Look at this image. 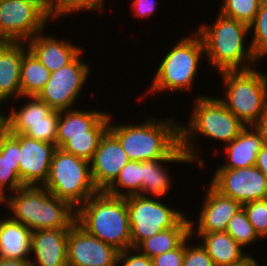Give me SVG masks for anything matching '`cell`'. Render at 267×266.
Returning a JSON list of instances; mask_svg holds the SVG:
<instances>
[{"mask_svg": "<svg viewBox=\"0 0 267 266\" xmlns=\"http://www.w3.org/2000/svg\"><path fill=\"white\" fill-rule=\"evenodd\" d=\"M196 97L188 118V126L180 124V147L188 155L191 164L197 163L199 167L204 168L207 166L198 151L201 147L194 141L200 136L218 140L226 145L234 140L246 125L224 105L219 96Z\"/></svg>", "mask_w": 267, "mask_h": 266, "instance_id": "6da1fadb", "label": "cell"}, {"mask_svg": "<svg viewBox=\"0 0 267 266\" xmlns=\"http://www.w3.org/2000/svg\"><path fill=\"white\" fill-rule=\"evenodd\" d=\"M195 31L204 42V58L212 68L219 71L218 74L223 71L248 70L259 63L252 45L246 44L250 34L248 24L218 13L211 25L203 22Z\"/></svg>", "mask_w": 267, "mask_h": 266, "instance_id": "7a4b0ae2", "label": "cell"}, {"mask_svg": "<svg viewBox=\"0 0 267 266\" xmlns=\"http://www.w3.org/2000/svg\"><path fill=\"white\" fill-rule=\"evenodd\" d=\"M151 117L138 124L121 125L113 123L110 113L108 130L118 139L130 161L162 160L180 147V123L171 117L161 120Z\"/></svg>", "mask_w": 267, "mask_h": 266, "instance_id": "3957f363", "label": "cell"}, {"mask_svg": "<svg viewBox=\"0 0 267 266\" xmlns=\"http://www.w3.org/2000/svg\"><path fill=\"white\" fill-rule=\"evenodd\" d=\"M5 198L8 214L11 212L8 216L32 232L70 229L75 224L76 209L43 186H24Z\"/></svg>", "mask_w": 267, "mask_h": 266, "instance_id": "277c9868", "label": "cell"}, {"mask_svg": "<svg viewBox=\"0 0 267 266\" xmlns=\"http://www.w3.org/2000/svg\"><path fill=\"white\" fill-rule=\"evenodd\" d=\"M75 223L89 235L119 251L132 248L125 198L99 191L76 209Z\"/></svg>", "mask_w": 267, "mask_h": 266, "instance_id": "5b68a950", "label": "cell"}, {"mask_svg": "<svg viewBox=\"0 0 267 266\" xmlns=\"http://www.w3.org/2000/svg\"><path fill=\"white\" fill-rule=\"evenodd\" d=\"M189 35L180 37L172 49L166 55L164 53L145 96L169 90L181 93L191 91L194 87L199 64L204 60L205 47L202 37L196 31L191 30Z\"/></svg>", "mask_w": 267, "mask_h": 266, "instance_id": "8992f818", "label": "cell"}, {"mask_svg": "<svg viewBox=\"0 0 267 266\" xmlns=\"http://www.w3.org/2000/svg\"><path fill=\"white\" fill-rule=\"evenodd\" d=\"M220 75L225 90L219 99L244 125L253 126L267 111V73L253 67Z\"/></svg>", "mask_w": 267, "mask_h": 266, "instance_id": "52a82bcc", "label": "cell"}, {"mask_svg": "<svg viewBox=\"0 0 267 266\" xmlns=\"http://www.w3.org/2000/svg\"><path fill=\"white\" fill-rule=\"evenodd\" d=\"M43 187L75 209L99 192L91 177L90 162L58 147Z\"/></svg>", "mask_w": 267, "mask_h": 266, "instance_id": "ba28073f", "label": "cell"}, {"mask_svg": "<svg viewBox=\"0 0 267 266\" xmlns=\"http://www.w3.org/2000/svg\"><path fill=\"white\" fill-rule=\"evenodd\" d=\"M132 248L155 234L175 227L186 215L162 203L159 197L134 195L126 197Z\"/></svg>", "mask_w": 267, "mask_h": 266, "instance_id": "9c48e42d", "label": "cell"}, {"mask_svg": "<svg viewBox=\"0 0 267 266\" xmlns=\"http://www.w3.org/2000/svg\"><path fill=\"white\" fill-rule=\"evenodd\" d=\"M46 0H2L0 35L10 41H27L44 31L49 22Z\"/></svg>", "mask_w": 267, "mask_h": 266, "instance_id": "30bf717a", "label": "cell"}, {"mask_svg": "<svg viewBox=\"0 0 267 266\" xmlns=\"http://www.w3.org/2000/svg\"><path fill=\"white\" fill-rule=\"evenodd\" d=\"M82 51L71 63L50 73L44 89L37 96L54 110H68L74 105L85 87L90 74V66L81 58Z\"/></svg>", "mask_w": 267, "mask_h": 266, "instance_id": "8fae6325", "label": "cell"}, {"mask_svg": "<svg viewBox=\"0 0 267 266\" xmlns=\"http://www.w3.org/2000/svg\"><path fill=\"white\" fill-rule=\"evenodd\" d=\"M210 180V184L217 191L241 204L267 199V178L255 165L237 169H216Z\"/></svg>", "mask_w": 267, "mask_h": 266, "instance_id": "7c38bea8", "label": "cell"}, {"mask_svg": "<svg viewBox=\"0 0 267 266\" xmlns=\"http://www.w3.org/2000/svg\"><path fill=\"white\" fill-rule=\"evenodd\" d=\"M20 144L19 176L24 186H43L49 176L56 144L10 133Z\"/></svg>", "mask_w": 267, "mask_h": 266, "instance_id": "4fadbf2b", "label": "cell"}, {"mask_svg": "<svg viewBox=\"0 0 267 266\" xmlns=\"http://www.w3.org/2000/svg\"><path fill=\"white\" fill-rule=\"evenodd\" d=\"M119 250L86 233L76 223L69 229L67 266H116Z\"/></svg>", "mask_w": 267, "mask_h": 266, "instance_id": "5bb4252c", "label": "cell"}, {"mask_svg": "<svg viewBox=\"0 0 267 266\" xmlns=\"http://www.w3.org/2000/svg\"><path fill=\"white\" fill-rule=\"evenodd\" d=\"M198 223L190 220L191 233H213L226 231L229 220L242 209V204L217 191L211 184L207 187ZM195 224V225H194ZM197 229V230H195Z\"/></svg>", "mask_w": 267, "mask_h": 266, "instance_id": "9a60e30c", "label": "cell"}, {"mask_svg": "<svg viewBox=\"0 0 267 266\" xmlns=\"http://www.w3.org/2000/svg\"><path fill=\"white\" fill-rule=\"evenodd\" d=\"M129 161L118 139L107 130L90 161L91 177L98 191H104Z\"/></svg>", "mask_w": 267, "mask_h": 266, "instance_id": "2e32d148", "label": "cell"}, {"mask_svg": "<svg viewBox=\"0 0 267 266\" xmlns=\"http://www.w3.org/2000/svg\"><path fill=\"white\" fill-rule=\"evenodd\" d=\"M69 229L37 230L31 234V266H67ZM33 252V253H32Z\"/></svg>", "mask_w": 267, "mask_h": 266, "instance_id": "e0dca14e", "label": "cell"}, {"mask_svg": "<svg viewBox=\"0 0 267 266\" xmlns=\"http://www.w3.org/2000/svg\"><path fill=\"white\" fill-rule=\"evenodd\" d=\"M44 31L27 40L28 49L50 71V73L71 63L82 51V47L69 40H58ZM68 41V42H67Z\"/></svg>", "mask_w": 267, "mask_h": 266, "instance_id": "ac0fdd59", "label": "cell"}, {"mask_svg": "<svg viewBox=\"0 0 267 266\" xmlns=\"http://www.w3.org/2000/svg\"><path fill=\"white\" fill-rule=\"evenodd\" d=\"M28 49L25 41H10L0 53V103L10 98L21 97L20 70L24 52ZM14 96V97H13Z\"/></svg>", "mask_w": 267, "mask_h": 266, "instance_id": "d6986e66", "label": "cell"}, {"mask_svg": "<svg viewBox=\"0 0 267 266\" xmlns=\"http://www.w3.org/2000/svg\"><path fill=\"white\" fill-rule=\"evenodd\" d=\"M166 163L168 165V163L181 164L191 162L188 158V155L181 147H179L169 158L162 160L142 161L141 195H151L152 197L159 198L167 195L172 188V180L171 177L168 176L170 174L167 170Z\"/></svg>", "mask_w": 267, "mask_h": 266, "instance_id": "ffe728a7", "label": "cell"}, {"mask_svg": "<svg viewBox=\"0 0 267 266\" xmlns=\"http://www.w3.org/2000/svg\"><path fill=\"white\" fill-rule=\"evenodd\" d=\"M191 236L201 238L199 243L206 249L214 266H238L251 257L226 231L191 233Z\"/></svg>", "mask_w": 267, "mask_h": 266, "instance_id": "44dd1931", "label": "cell"}, {"mask_svg": "<svg viewBox=\"0 0 267 266\" xmlns=\"http://www.w3.org/2000/svg\"><path fill=\"white\" fill-rule=\"evenodd\" d=\"M263 147L260 134L253 126H246L239 135L227 143L223 150L227 160L216 169H237L254 166L258 153Z\"/></svg>", "mask_w": 267, "mask_h": 266, "instance_id": "7402d4cb", "label": "cell"}, {"mask_svg": "<svg viewBox=\"0 0 267 266\" xmlns=\"http://www.w3.org/2000/svg\"><path fill=\"white\" fill-rule=\"evenodd\" d=\"M19 152V142L4 128L0 132V196L24 187L19 176Z\"/></svg>", "mask_w": 267, "mask_h": 266, "instance_id": "603a6c76", "label": "cell"}, {"mask_svg": "<svg viewBox=\"0 0 267 266\" xmlns=\"http://www.w3.org/2000/svg\"><path fill=\"white\" fill-rule=\"evenodd\" d=\"M106 114L99 110L77 108L59 111L56 147L61 148L70 137L89 136V131Z\"/></svg>", "mask_w": 267, "mask_h": 266, "instance_id": "cb8c5ba5", "label": "cell"}, {"mask_svg": "<svg viewBox=\"0 0 267 266\" xmlns=\"http://www.w3.org/2000/svg\"><path fill=\"white\" fill-rule=\"evenodd\" d=\"M32 231L8 215L0 225V257L30 260Z\"/></svg>", "mask_w": 267, "mask_h": 266, "instance_id": "d4e9b609", "label": "cell"}, {"mask_svg": "<svg viewBox=\"0 0 267 266\" xmlns=\"http://www.w3.org/2000/svg\"><path fill=\"white\" fill-rule=\"evenodd\" d=\"M24 99L26 102L19 110L12 106L8 114L4 113V128L9 133L23 134L27 130V123L49 122V113L53 110L50 106L37 96Z\"/></svg>", "mask_w": 267, "mask_h": 266, "instance_id": "484cf974", "label": "cell"}, {"mask_svg": "<svg viewBox=\"0 0 267 266\" xmlns=\"http://www.w3.org/2000/svg\"><path fill=\"white\" fill-rule=\"evenodd\" d=\"M186 215L175 227L163 230L143 240L136 249L148 258H153L178 248L190 235V220Z\"/></svg>", "mask_w": 267, "mask_h": 266, "instance_id": "4316f807", "label": "cell"}, {"mask_svg": "<svg viewBox=\"0 0 267 266\" xmlns=\"http://www.w3.org/2000/svg\"><path fill=\"white\" fill-rule=\"evenodd\" d=\"M50 77V71L27 49L24 52L20 70V89L23 99L28 96H38L44 89Z\"/></svg>", "mask_w": 267, "mask_h": 266, "instance_id": "83f0119b", "label": "cell"}, {"mask_svg": "<svg viewBox=\"0 0 267 266\" xmlns=\"http://www.w3.org/2000/svg\"><path fill=\"white\" fill-rule=\"evenodd\" d=\"M103 192L107 195L121 198L141 195L142 161H129L120 170L116 179Z\"/></svg>", "mask_w": 267, "mask_h": 266, "instance_id": "f1b7e54d", "label": "cell"}, {"mask_svg": "<svg viewBox=\"0 0 267 266\" xmlns=\"http://www.w3.org/2000/svg\"><path fill=\"white\" fill-rule=\"evenodd\" d=\"M110 113H107L90 131L89 136L70 137L61 147L64 151L91 161L102 136L109 127Z\"/></svg>", "mask_w": 267, "mask_h": 266, "instance_id": "f546056e", "label": "cell"}, {"mask_svg": "<svg viewBox=\"0 0 267 266\" xmlns=\"http://www.w3.org/2000/svg\"><path fill=\"white\" fill-rule=\"evenodd\" d=\"M104 0H46L48 16L51 20L61 19L72 13L82 11L101 12L105 9Z\"/></svg>", "mask_w": 267, "mask_h": 266, "instance_id": "4dcf8cb0", "label": "cell"}, {"mask_svg": "<svg viewBox=\"0 0 267 266\" xmlns=\"http://www.w3.org/2000/svg\"><path fill=\"white\" fill-rule=\"evenodd\" d=\"M249 30L254 55L261 62L264 57L267 58V0L262 1L256 17L249 24Z\"/></svg>", "mask_w": 267, "mask_h": 266, "instance_id": "1f68e13d", "label": "cell"}, {"mask_svg": "<svg viewBox=\"0 0 267 266\" xmlns=\"http://www.w3.org/2000/svg\"><path fill=\"white\" fill-rule=\"evenodd\" d=\"M226 232L243 248L262 239L242 208L228 222Z\"/></svg>", "mask_w": 267, "mask_h": 266, "instance_id": "d6a6232c", "label": "cell"}, {"mask_svg": "<svg viewBox=\"0 0 267 266\" xmlns=\"http://www.w3.org/2000/svg\"><path fill=\"white\" fill-rule=\"evenodd\" d=\"M263 0H222L219 13L250 24L256 17Z\"/></svg>", "mask_w": 267, "mask_h": 266, "instance_id": "836d02e7", "label": "cell"}, {"mask_svg": "<svg viewBox=\"0 0 267 266\" xmlns=\"http://www.w3.org/2000/svg\"><path fill=\"white\" fill-rule=\"evenodd\" d=\"M59 110L49 113V122L27 123V130L23 133L28 137L44 142L56 144Z\"/></svg>", "mask_w": 267, "mask_h": 266, "instance_id": "e575fe53", "label": "cell"}, {"mask_svg": "<svg viewBox=\"0 0 267 266\" xmlns=\"http://www.w3.org/2000/svg\"><path fill=\"white\" fill-rule=\"evenodd\" d=\"M242 208L258 235L267 238V199L247 202Z\"/></svg>", "mask_w": 267, "mask_h": 266, "instance_id": "d590c367", "label": "cell"}, {"mask_svg": "<svg viewBox=\"0 0 267 266\" xmlns=\"http://www.w3.org/2000/svg\"><path fill=\"white\" fill-rule=\"evenodd\" d=\"M189 242H193L191 235L185 240V255L182 266H214L211 257L201 243L197 246L196 243L191 245Z\"/></svg>", "mask_w": 267, "mask_h": 266, "instance_id": "8d00e7d4", "label": "cell"}, {"mask_svg": "<svg viewBox=\"0 0 267 266\" xmlns=\"http://www.w3.org/2000/svg\"><path fill=\"white\" fill-rule=\"evenodd\" d=\"M116 266H153L151 258L141 254L136 248L120 251Z\"/></svg>", "mask_w": 267, "mask_h": 266, "instance_id": "74e56055", "label": "cell"}, {"mask_svg": "<svg viewBox=\"0 0 267 266\" xmlns=\"http://www.w3.org/2000/svg\"><path fill=\"white\" fill-rule=\"evenodd\" d=\"M185 255V241L176 249L151 258L153 266H182Z\"/></svg>", "mask_w": 267, "mask_h": 266, "instance_id": "f35d334b", "label": "cell"}, {"mask_svg": "<svg viewBox=\"0 0 267 266\" xmlns=\"http://www.w3.org/2000/svg\"><path fill=\"white\" fill-rule=\"evenodd\" d=\"M157 5L158 2L156 0H136L131 4V10H133L134 18L149 19L155 12Z\"/></svg>", "mask_w": 267, "mask_h": 266, "instance_id": "ab89813d", "label": "cell"}, {"mask_svg": "<svg viewBox=\"0 0 267 266\" xmlns=\"http://www.w3.org/2000/svg\"><path fill=\"white\" fill-rule=\"evenodd\" d=\"M255 130L260 134L263 145L267 146V111L263 116L253 125Z\"/></svg>", "mask_w": 267, "mask_h": 266, "instance_id": "60d3db41", "label": "cell"}, {"mask_svg": "<svg viewBox=\"0 0 267 266\" xmlns=\"http://www.w3.org/2000/svg\"><path fill=\"white\" fill-rule=\"evenodd\" d=\"M255 166L258 167L267 178V146L263 145L258 153Z\"/></svg>", "mask_w": 267, "mask_h": 266, "instance_id": "b9f144b4", "label": "cell"}, {"mask_svg": "<svg viewBox=\"0 0 267 266\" xmlns=\"http://www.w3.org/2000/svg\"><path fill=\"white\" fill-rule=\"evenodd\" d=\"M0 266H31L29 260L11 259V258H1Z\"/></svg>", "mask_w": 267, "mask_h": 266, "instance_id": "7bdbcfd3", "label": "cell"}, {"mask_svg": "<svg viewBox=\"0 0 267 266\" xmlns=\"http://www.w3.org/2000/svg\"><path fill=\"white\" fill-rule=\"evenodd\" d=\"M238 266H259V264L256 261V259L253 256H251L247 261Z\"/></svg>", "mask_w": 267, "mask_h": 266, "instance_id": "ee69618b", "label": "cell"}, {"mask_svg": "<svg viewBox=\"0 0 267 266\" xmlns=\"http://www.w3.org/2000/svg\"><path fill=\"white\" fill-rule=\"evenodd\" d=\"M9 42H10L9 39H7L6 37L0 35V53H1L2 49H3Z\"/></svg>", "mask_w": 267, "mask_h": 266, "instance_id": "f6af8a7d", "label": "cell"}, {"mask_svg": "<svg viewBox=\"0 0 267 266\" xmlns=\"http://www.w3.org/2000/svg\"><path fill=\"white\" fill-rule=\"evenodd\" d=\"M3 204H4V206L5 207H3V208H6L7 207V201H6V198L5 197H3V196H0V206L2 205L3 206ZM0 210H1V208H0ZM1 212V211H0ZM1 216H3L1 213H0V225H1V223H2V221L5 219V216H4V218L2 217L1 218Z\"/></svg>", "mask_w": 267, "mask_h": 266, "instance_id": "bcb514c9", "label": "cell"}, {"mask_svg": "<svg viewBox=\"0 0 267 266\" xmlns=\"http://www.w3.org/2000/svg\"><path fill=\"white\" fill-rule=\"evenodd\" d=\"M1 105L3 104L0 103V106ZM4 113L5 112H2V110L0 111V132L4 129Z\"/></svg>", "mask_w": 267, "mask_h": 266, "instance_id": "7dc6e473", "label": "cell"}]
</instances>
